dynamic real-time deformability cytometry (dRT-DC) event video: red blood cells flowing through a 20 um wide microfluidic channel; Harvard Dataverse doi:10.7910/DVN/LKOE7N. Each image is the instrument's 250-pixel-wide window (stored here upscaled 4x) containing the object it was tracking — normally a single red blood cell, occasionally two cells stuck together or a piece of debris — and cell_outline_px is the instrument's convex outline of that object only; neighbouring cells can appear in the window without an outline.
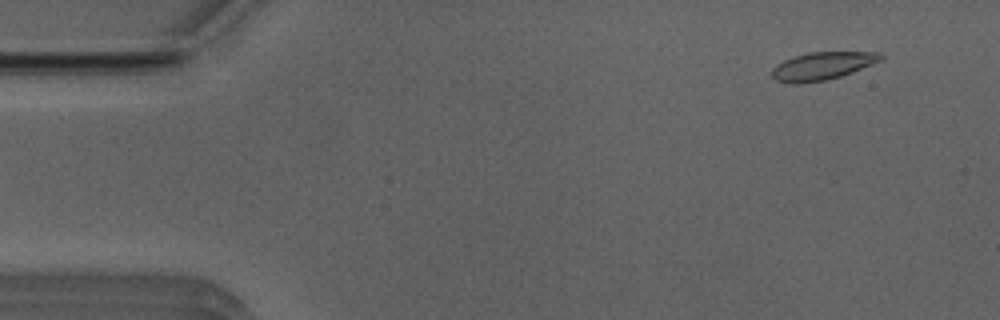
{"species": "Egyptian fruit bat (a non-hibernating species)", "species_latin": "Rousettus aegyptiacus", "temperature_condition": "room temperature", "stored_images_in_passage": 7, "camera_frame_rate_fps": 3000, "um_per_image_px": 0.085, "animal": {"sex": "male"}, "frame": {"image": 1, "passage_image": 1, "time_ms": 0.0, "image_size_px": [1000, 320], "cell_outline_px": [[884, 56], [880, 60], [852, 72], [840, 76], [824, 80], [796, 84], [776, 80], [772, 76], [772, 68], [776, 64], [784, 60], [808, 52], [880, 52]], "centroid_in_image_um": [69.87, 5.6], "position_along_channel_um": 15.1, "area_um2": 17.34}}